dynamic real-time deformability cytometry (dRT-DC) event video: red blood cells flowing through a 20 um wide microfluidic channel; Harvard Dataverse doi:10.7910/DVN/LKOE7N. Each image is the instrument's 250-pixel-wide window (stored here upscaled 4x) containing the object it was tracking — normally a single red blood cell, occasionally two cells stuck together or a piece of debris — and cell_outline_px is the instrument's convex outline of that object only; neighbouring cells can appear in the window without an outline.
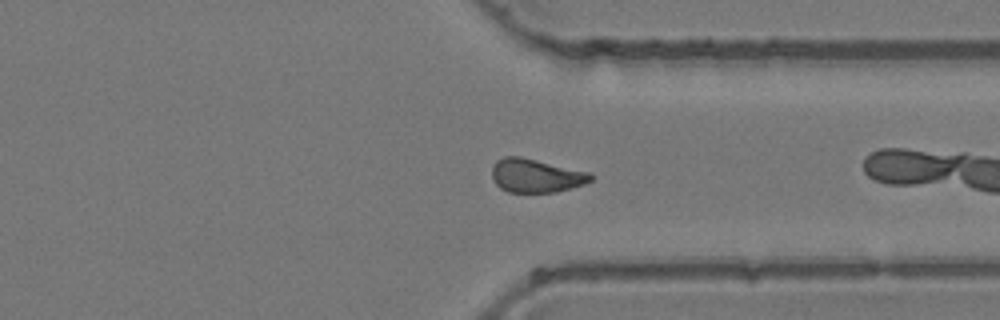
{"species": "common noctule bat (a hibernating species)", "species_latin": "Nyctalus noctula", "temperature_condition": "room temperature", "stored_images_in_passage": 41, "camera_frame_rate_fps": 3000, "um_per_image_px": 0.085, "animal": {"sex": "female", "body_mass_g": 24.6, "forearm_length_mm": 56.2}, "frame": {"image": 1, "passage_image": 34, "time_ms": 11.0, "image_size_px": [1000, 320], "cell_outline_px": [[592, 180], [584, 184], [572, 188], [556, 192], [508, 192], [500, 188], [496, 184], [492, 176], [492, 168], [496, 160], [504, 156], [520, 156], [588, 172], [592, 176]], "centroid_in_image_um": [45.53, 14.93], "position_along_channel_um": 365.9, "area_um2": 19.25}}